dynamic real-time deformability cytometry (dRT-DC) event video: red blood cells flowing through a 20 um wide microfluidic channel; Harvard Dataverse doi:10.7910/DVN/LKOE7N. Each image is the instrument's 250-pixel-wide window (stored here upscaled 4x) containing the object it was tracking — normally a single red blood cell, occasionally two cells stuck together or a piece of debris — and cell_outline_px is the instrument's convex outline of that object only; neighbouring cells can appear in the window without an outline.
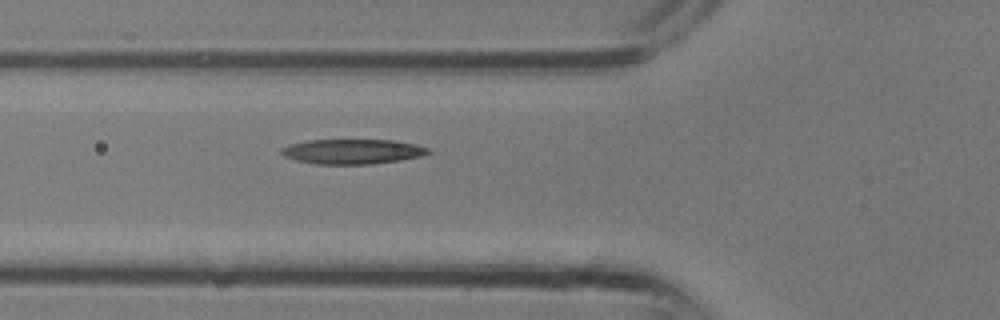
{"species": "common noctule bat (a hibernating species)", "species_latin": "Nyctalus noctula", "temperature_condition": "room temperature", "stored_images_in_passage": 6, "camera_frame_rate_fps": 3000, "um_per_image_px": 0.085, "animal": {"sex": "male", "body_mass_g": 13.3}, "frame": {"image": 1, "passage_image": 4, "time_ms": 1.0, "image_size_px": [1000, 320], "cell_outline_px": [[432, 152], [420, 156], [400, 160], [372, 164], [316, 164], [296, 160], [284, 156], [280, 152], [280, 148], [292, 144], [308, 140], [392, 140], [412, 144], [428, 148]], "centroid_in_image_um": [29.93, 12.88], "position_along_channel_um": 95.9, "area_um2": 21.1}}
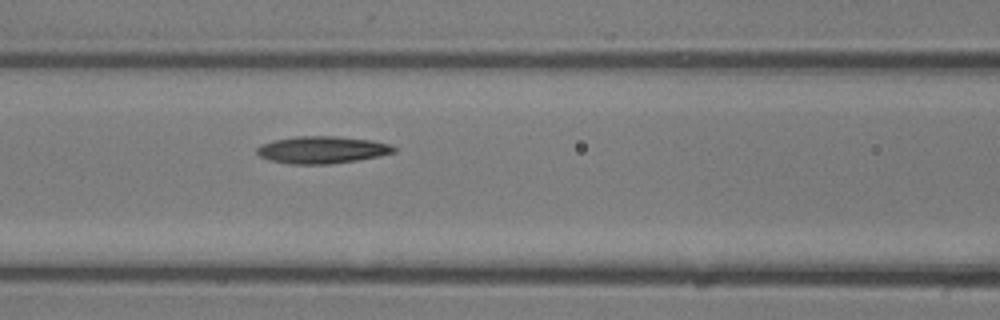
{"frame": {"image": 2, "passage_image": 6, "time_ms": 1.667, "image_size_px": [1000, 320], "cell_outline_px": [[396, 152], [380, 156], [332, 164], [288, 164], [268, 160], [260, 156], [256, 152], [256, 148], [260, 144], [272, 140], [296, 136], [336, 136], [372, 140], [388, 144], [396, 148]], "centroid_in_image_um": [27.34, 12.73], "position_along_channel_um": 139.3, "area_um2": 21.91}}